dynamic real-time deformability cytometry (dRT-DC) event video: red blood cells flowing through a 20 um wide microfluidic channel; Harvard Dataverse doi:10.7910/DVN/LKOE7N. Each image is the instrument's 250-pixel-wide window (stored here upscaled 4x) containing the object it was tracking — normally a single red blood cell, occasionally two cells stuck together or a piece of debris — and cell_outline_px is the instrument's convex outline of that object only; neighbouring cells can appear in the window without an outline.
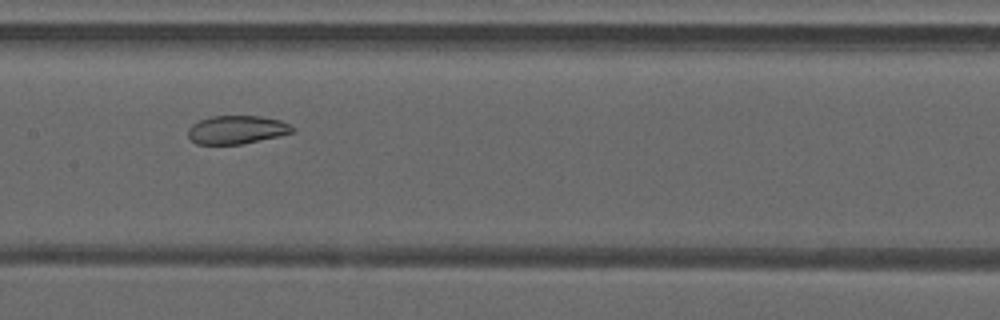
{"species": "common noctule bat (a hibernating species)", "species_latin": "Nyctalus noctula", "temperature_condition": "warm", "stored_images_in_passage": 35, "camera_frame_rate_fps": 3000, "um_per_image_px": 0.085, "animal": {"sex": "male", "forearm_length_mm": 52.5}, "frame": {"image": 1, "passage_image": 10, "time_ms": 3.0, "image_size_px": [1000, 320], "cell_outline_px": [[296, 132], [280, 136], [240, 144], [196, 144], [188, 136], [188, 128], [192, 124], [200, 120], [212, 116], [260, 116], [280, 120], [296, 128]], "centroid_in_image_um": [20.15, 11.03], "position_along_channel_um": 187.3, "area_um2": 17.28}}
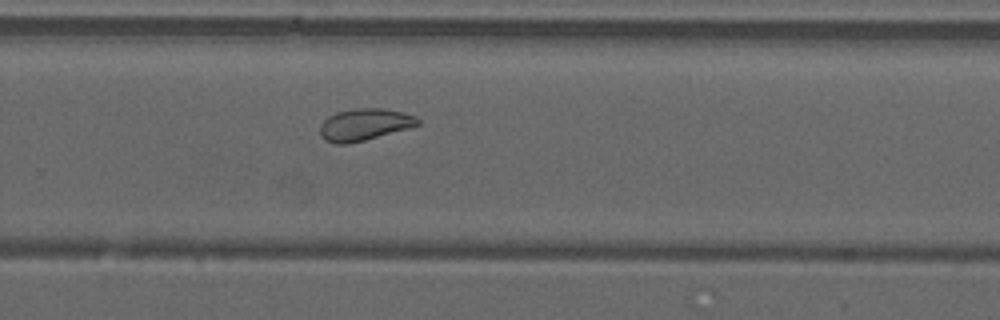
{"frame": {"image": 2, "passage_image": 18, "time_ms": 5.667, "image_size_px": [1000, 320], "cell_outline_px": [[420, 124], [408, 128], [364, 140], [348, 144], [336, 144], [324, 140], [320, 136], [320, 124], [328, 116], [336, 112], [356, 108], [380, 108], [404, 112], [416, 116], [420, 120]], "centroid_in_image_um": [30.95, 10.58], "position_along_channel_um": 298.8, "area_um2": 18.21}}
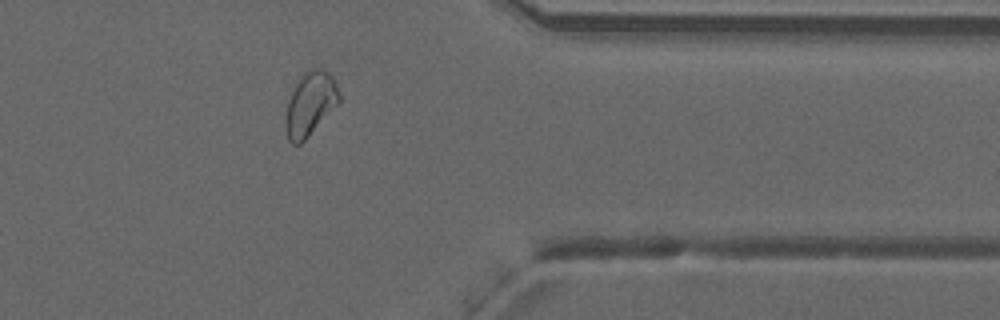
{"frame": {"image": 3, "passage_image": 25, "time_ms": 8.0, "image_size_px": [1000, 320], "cell_outline_px": [[340, 104], [300, 144], [292, 144], [288, 140], [284, 128], [284, 124], [288, 100], [300, 76], [304, 72], [312, 68], [324, 68], [332, 76], [336, 84], [340, 96]], "centroid_in_image_um": [26.37, 8.83], "position_along_channel_um": 385.0, "area_um2": 20.11}}